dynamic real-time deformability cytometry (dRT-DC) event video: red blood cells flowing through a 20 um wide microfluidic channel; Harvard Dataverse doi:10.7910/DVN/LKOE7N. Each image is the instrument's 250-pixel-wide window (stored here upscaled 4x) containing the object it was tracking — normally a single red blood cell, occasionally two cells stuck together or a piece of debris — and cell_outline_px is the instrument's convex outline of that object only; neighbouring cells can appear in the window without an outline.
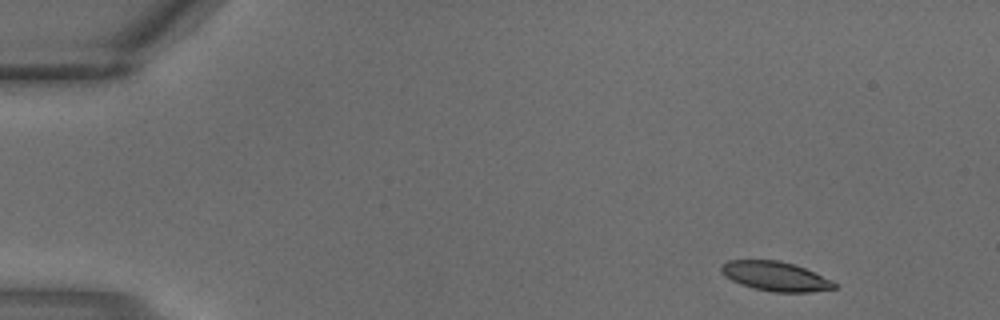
{"species": "common noctule bat (a hibernating species)", "species_latin": "Nyctalus noctula", "temperature_condition": "warm", "stored_images_in_passage": 3, "camera_frame_rate_fps": 3000, "um_per_image_px": 0.085, "animal": {"sex": "male", "body_mass_g": 18.8}, "frame": {"image": 1, "passage_image": 1, "time_ms": 0.0, "image_size_px": [1000, 320], "cell_outline_px": [[836, 288], [808, 292], [776, 292], [756, 288], [740, 284], [724, 276], [720, 272], [720, 264], [728, 260], [780, 260], [796, 264], [832, 280], [836, 284]], "centroid_in_image_um": [65.88, 23.46], "position_along_channel_um": 19.1, "area_um2": 19.42}}
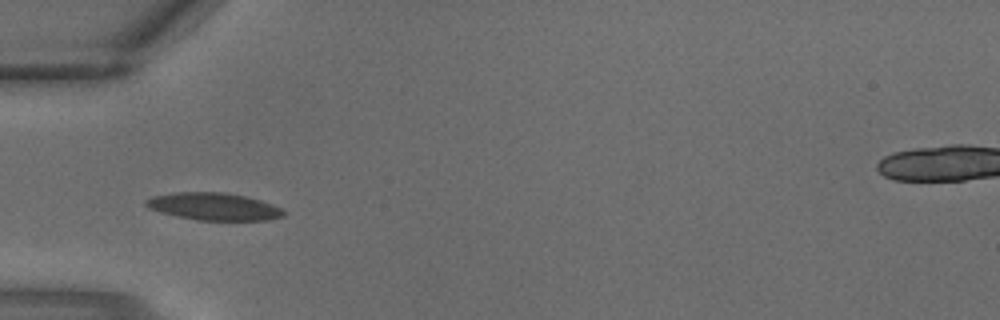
{"frame": {"image": 2, "passage_image": 3, "time_ms": 0.667, "image_size_px": [1000, 320], "cell_outline_px": [[288, 212], [284, 216], [268, 220], [196, 220], [176, 216], [160, 212], [148, 208], [144, 204], [144, 200], [156, 196], [176, 192], [224, 192], [248, 196], [284, 208]], "centroid_in_image_um": [18.23, 17.55], "position_along_channel_um": 66.8, "area_um2": 22.2}}